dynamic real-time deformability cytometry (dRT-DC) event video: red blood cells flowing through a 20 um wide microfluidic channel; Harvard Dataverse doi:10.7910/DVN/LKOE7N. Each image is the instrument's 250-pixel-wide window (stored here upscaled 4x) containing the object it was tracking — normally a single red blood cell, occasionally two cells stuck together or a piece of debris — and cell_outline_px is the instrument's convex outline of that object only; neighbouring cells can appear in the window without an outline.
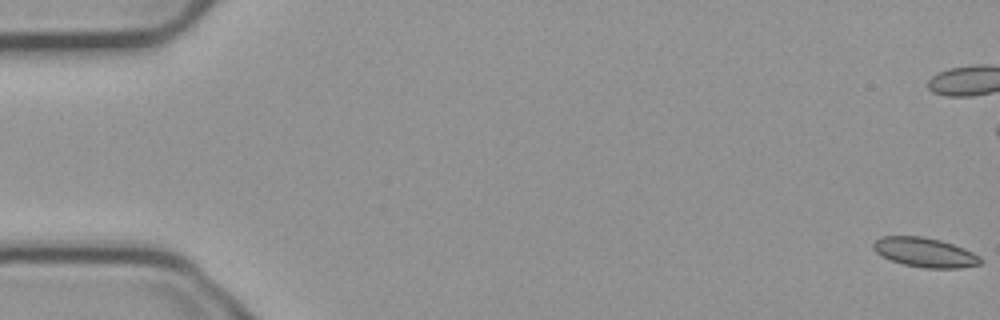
{"species": "common noctule bat (a hibernating species)", "species_latin": "Nyctalus noctula", "temperature_condition": "cold", "stored_images_in_passage": 8, "camera_frame_rate_fps": 3000, "um_per_image_px": 0.085, "animal": {"sex": "male", "body_mass_g": 23.1, "forearm_length_mm": 52.7}, "frame": {"image": 1, "passage_image": 1, "time_ms": 0.0, "image_size_px": [1000, 320], "cell_outline_px": [[984, 260], [980, 264], [960, 268], [924, 268], [904, 264], [880, 256], [872, 248], [872, 244], [880, 236], [924, 236], [940, 240], [964, 248], [980, 256]], "centroid_in_image_um": [78.61, 21.45], "position_along_channel_um": 6.4, "area_um2": 18.5}}